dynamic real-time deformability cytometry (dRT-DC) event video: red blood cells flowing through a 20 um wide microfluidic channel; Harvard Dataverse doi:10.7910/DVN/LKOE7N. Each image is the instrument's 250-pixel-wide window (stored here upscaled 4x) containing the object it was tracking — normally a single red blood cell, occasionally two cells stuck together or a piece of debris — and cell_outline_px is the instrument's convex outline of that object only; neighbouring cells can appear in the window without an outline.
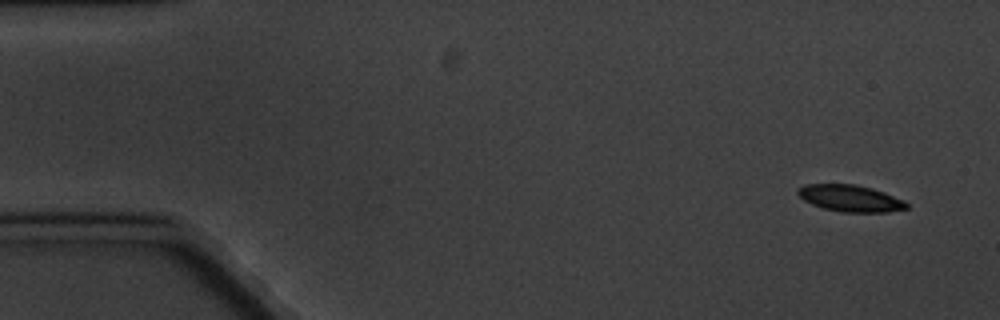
{"species": "common noctule bat (a hibernating species)", "species_latin": "Nyctalus noctula", "temperature_condition": "cold", "stored_images_in_passage": 5, "camera_frame_rate_fps": 3000, "um_per_image_px": 0.085, "animal": {"sex": "male", "body_mass_g": 20.1, "forearm_length_mm": 53.5}, "frame": {"image": 1, "passage_image": 1, "time_ms": 0.0, "image_size_px": [1000, 320], "cell_outline_px": [[908, 208], [888, 212], [840, 212], [824, 208], [812, 204], [804, 200], [796, 192], [796, 188], [804, 184], [856, 184], [872, 188], [884, 192], [904, 200], [908, 204]], "centroid_in_image_um": [72.27, 16.85], "position_along_channel_um": 12.7, "area_um2": 16.99}}
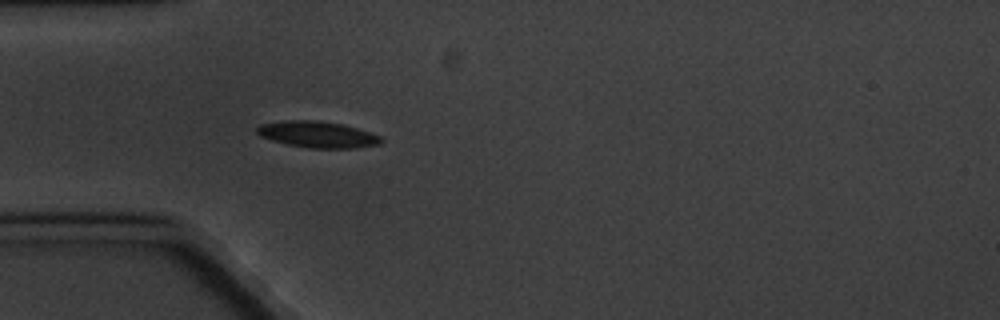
{"frame": {"image": 2, "passage_image": 5, "time_ms": 4.667, "image_size_px": [1000, 320], "cell_outline_px": [[384, 140], [380, 144], [356, 148], [308, 148], [288, 144], [272, 140], [260, 136], [256, 132], [256, 128], [260, 124], [288, 120], [316, 120], [340, 124], [356, 128], [380, 136]], "centroid_in_image_um": [26.98, 11.43], "position_along_channel_um": 58.0, "area_um2": 18.9}}